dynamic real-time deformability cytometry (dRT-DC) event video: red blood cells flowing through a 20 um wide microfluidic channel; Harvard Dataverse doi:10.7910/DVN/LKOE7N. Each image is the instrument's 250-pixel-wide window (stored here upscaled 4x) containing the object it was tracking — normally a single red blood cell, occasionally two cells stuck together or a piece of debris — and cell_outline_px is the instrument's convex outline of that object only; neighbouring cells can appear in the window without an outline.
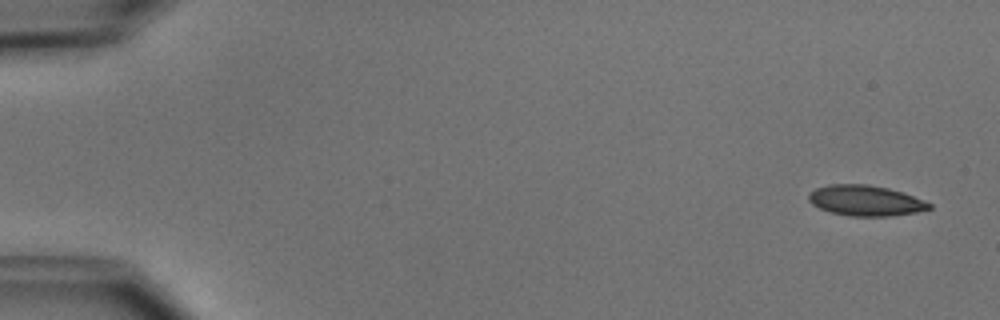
{"species": "common noctule bat (a hibernating species)", "species_latin": "Nyctalus noctula", "temperature_condition": "cold", "stored_images_in_passage": 4, "camera_frame_rate_fps": 3000, "um_per_image_px": 0.085, "animal": {"sex": "male", "body_mass_g": 15.6}, "frame": {"image": 1, "passage_image": 1, "time_ms": 0.0, "image_size_px": [1000, 320], "cell_outline_px": [[932, 208], [916, 212], [888, 216], [852, 216], [832, 212], [820, 208], [812, 204], [808, 200], [808, 192], [816, 188], [828, 184], [868, 184], [888, 188], [904, 192], [924, 200], [932, 204]], "centroid_in_image_um": [73.57, 17.03], "position_along_channel_um": 11.4, "area_um2": 21.5}}
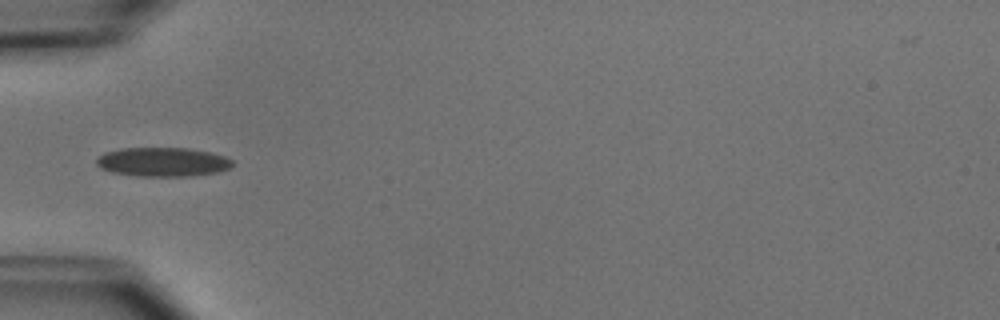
{"frame": {"image": 2, "passage_image": 4, "time_ms": 5.0, "image_size_px": [1000, 320], "cell_outline_px": [[232, 168], [216, 172], [188, 176], [136, 176], [112, 172], [100, 168], [96, 164], [96, 160], [104, 152], [124, 148], [188, 148], [212, 152], [224, 156], [232, 160]], "centroid_in_image_um": [13.83, 13.76], "position_along_channel_um": 71.2, "area_um2": 23.06}}